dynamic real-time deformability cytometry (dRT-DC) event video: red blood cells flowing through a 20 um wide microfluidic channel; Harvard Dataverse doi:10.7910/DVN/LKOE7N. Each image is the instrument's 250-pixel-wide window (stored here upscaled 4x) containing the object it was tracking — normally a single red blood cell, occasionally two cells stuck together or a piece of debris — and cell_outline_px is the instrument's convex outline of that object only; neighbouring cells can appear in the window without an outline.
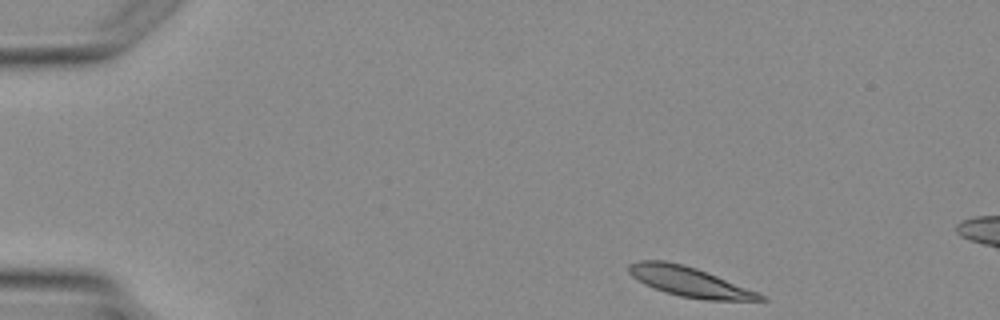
{"species": "Egyptian fruit bat (a non-hibernating species)", "species_latin": "Rousettus aegyptiacus", "temperature_condition": "warm", "stored_images_in_passage": 4, "camera_frame_rate_fps": 3000, "um_per_image_px": 0.085, "animal": {"sex": "female"}, "frame": {"image": 1, "passage_image": 1, "time_ms": 0.0, "image_size_px": [1000, 320], "cell_outline_px": [[768, 300], [704, 300], [680, 296], [644, 284], [632, 276], [628, 272], [628, 264], [636, 260], [664, 260], [696, 268], [768, 296]], "centroid_in_image_um": [58.6, 23.94], "position_along_channel_um": 26.4, "area_um2": 22.54}}